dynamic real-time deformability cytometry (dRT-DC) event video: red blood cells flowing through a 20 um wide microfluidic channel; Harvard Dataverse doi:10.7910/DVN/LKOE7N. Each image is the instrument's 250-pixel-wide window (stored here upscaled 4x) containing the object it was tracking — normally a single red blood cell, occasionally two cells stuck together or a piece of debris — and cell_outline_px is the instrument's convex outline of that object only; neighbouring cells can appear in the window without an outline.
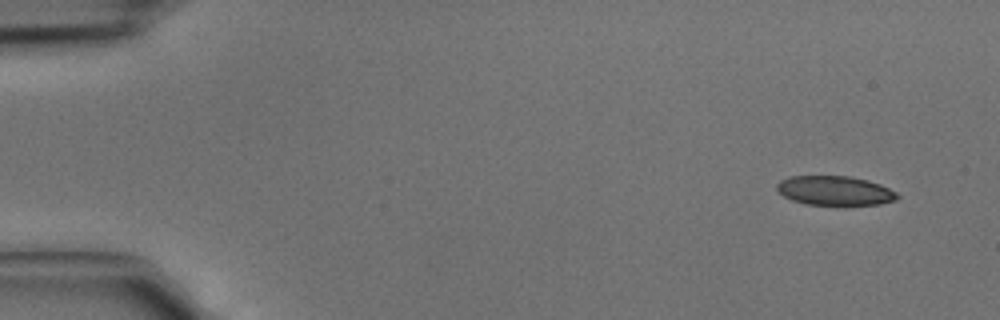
{"species": "common noctule bat (a hibernating species)", "species_latin": "Nyctalus noctula", "temperature_condition": "cold", "stored_images_in_passage": 5, "camera_frame_rate_fps": 3000, "um_per_image_px": 0.085, "animal": {"sex": "male", "body_mass_g": 15.6}, "frame": {"image": 1, "passage_image": 1, "time_ms": 0.0, "image_size_px": [1000, 320], "cell_outline_px": [[900, 196], [896, 200], [880, 204], [844, 208], [804, 204], [792, 200], [784, 196], [776, 188], [776, 184], [780, 180], [788, 176], [848, 176], [868, 180], [880, 184], [896, 192]], "centroid_in_image_um": [70.98, 16.26], "position_along_channel_um": 14.0, "area_um2": 21.56}}
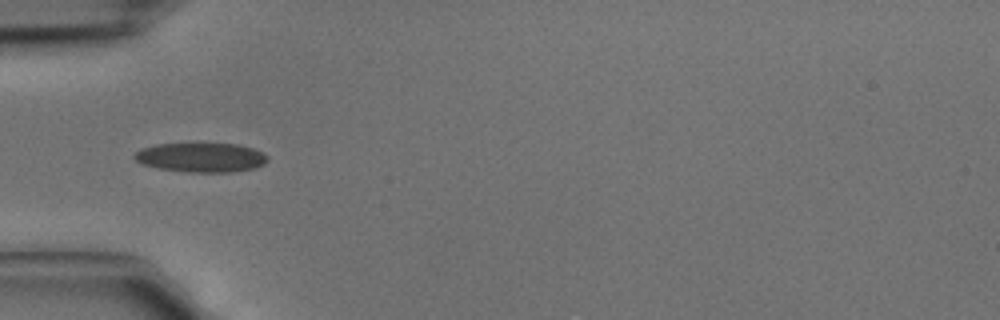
{"frame": {"image": 2, "passage_image": 4, "time_ms": 1.0, "image_size_px": [1000, 320], "cell_outline_px": [[268, 160], [264, 164], [256, 168], [232, 172], [188, 172], [160, 168], [144, 164], [136, 160], [132, 156], [140, 148], [156, 144], [236, 144], [252, 148], [264, 152], [268, 156]], "centroid_in_image_um": [17.12, 13.38], "position_along_channel_um": 67.9, "area_um2": 22.72}}